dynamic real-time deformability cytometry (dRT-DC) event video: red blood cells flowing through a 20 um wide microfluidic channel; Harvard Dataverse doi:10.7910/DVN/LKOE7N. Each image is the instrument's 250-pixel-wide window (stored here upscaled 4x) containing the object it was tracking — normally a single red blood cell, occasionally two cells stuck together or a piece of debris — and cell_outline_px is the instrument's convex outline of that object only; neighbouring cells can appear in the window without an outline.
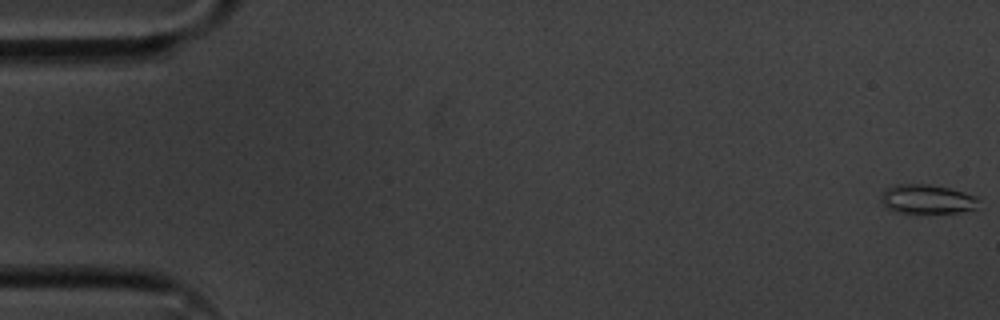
{"species": "common noctule bat (a hibernating species)", "species_latin": "Nyctalus noctula", "temperature_condition": "cold", "stored_images_in_passage": 56, "camera_frame_rate_fps": 3000, "um_per_image_px": 0.085, "animal": {"sex": "male", "body_mass_g": 20.1, "forearm_length_mm": 53.5}, "frame": {"image": 1, "passage_image": 1, "time_ms": 0.0, "image_size_px": [1000, 320], "cell_outline_px": [[980, 200], [976, 208], [956, 212], [892, 212], [884, 208], [880, 200], [880, 196], [888, 188], [896, 184], [928, 184], [948, 188], [964, 192], [976, 196]], "centroid_in_image_um": [78.76, 16.92], "position_along_channel_um": 6.2, "area_um2": 16.53}}
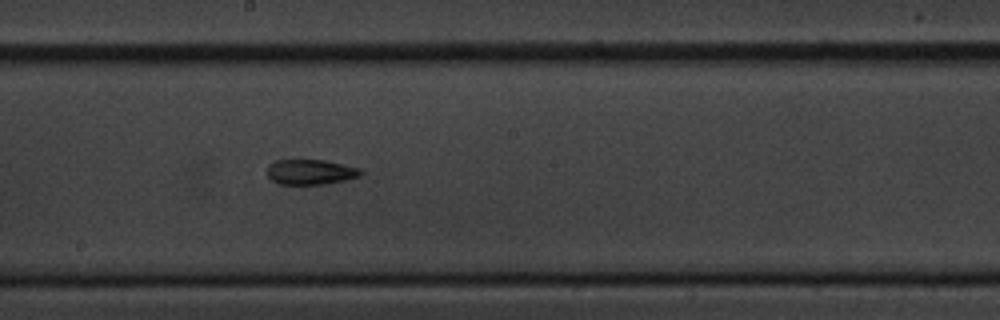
{"frame": {"image": 2, "passage_image": 31, "time_ms": 10.0, "image_size_px": [1000, 320], "cell_outline_px": [[364, 172], [360, 176], [344, 180], [324, 184], [280, 184], [272, 180], [268, 176], [268, 164], [276, 160], [324, 160], [360, 168]], "centroid_in_image_um": [26.4, 14.61], "position_along_channel_um": 221.8, "area_um2": 13.64}}
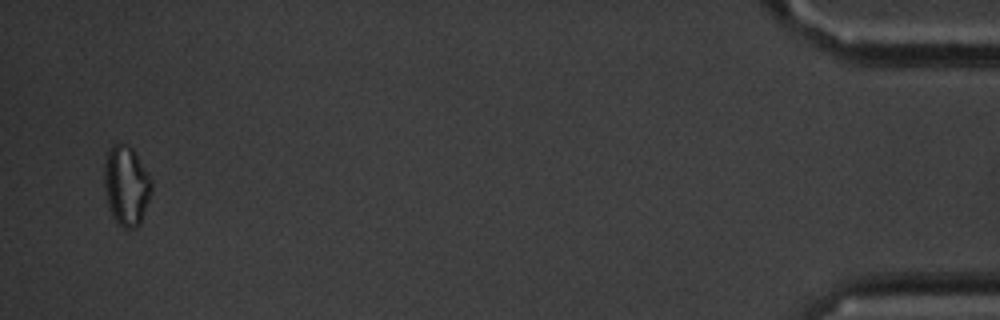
{"frame": {"image": 3, "passage_image": 55, "time_ms": 18.0, "image_size_px": [1000, 320], "cell_outline_px": [[152, 192], [140, 224], [136, 228], [124, 228], [112, 216], [108, 208], [104, 188], [104, 160], [108, 148], [112, 144], [124, 144], [132, 148], [152, 180]], "centroid_in_image_um": [10.72, 15.78], "position_along_channel_um": 424.5, "area_um2": 22.14}, "authors_computed_cell_mechanics": {"area_um2": 15.0858, "velocity_mm_per_s": 3.589, "shape_relaxation_time_tau1_ms": null, "shape_relaxation_time_tau2_ms": 9.5133, "deformation_change_tau1": null, "deformation_change_tau2": 0.2156}}